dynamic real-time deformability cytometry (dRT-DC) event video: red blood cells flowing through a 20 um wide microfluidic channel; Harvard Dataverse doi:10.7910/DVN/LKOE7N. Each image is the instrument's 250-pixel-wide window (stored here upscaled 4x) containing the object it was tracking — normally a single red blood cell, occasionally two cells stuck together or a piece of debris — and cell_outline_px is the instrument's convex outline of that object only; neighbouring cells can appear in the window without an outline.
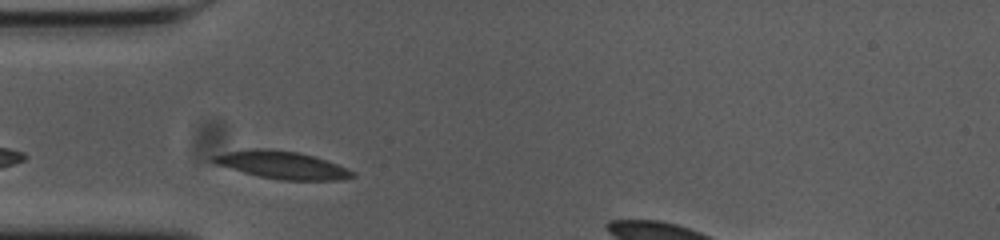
{"species": "common noctule bat (a hibernating species)", "species_latin": "Nyctalus noctula", "temperature_condition": "cold", "stored_images_in_passage": 27, "camera_frame_rate_fps": 3000, "um_per_image_px": 0.085, "animal": {"sex": "female", "body_mass_g": 23.0, "forearm_length_mm": 53.4}, "frame": {"image": 1, "passage_image": 1, "time_ms": 0.0, "image_size_px": [1000, 240], "cell_outline_px": [[356, 176], [340, 180], [280, 180], [260, 176], [244, 172], [216, 164], [208, 160], [208, 156], [224, 152], [252, 148], [268, 148], [296, 152], [312, 156], [336, 164], [356, 172]], "centroid_in_image_um": [23.91, 14.01], "position_along_channel_um": 61.1, "area_um2": 22.37}}
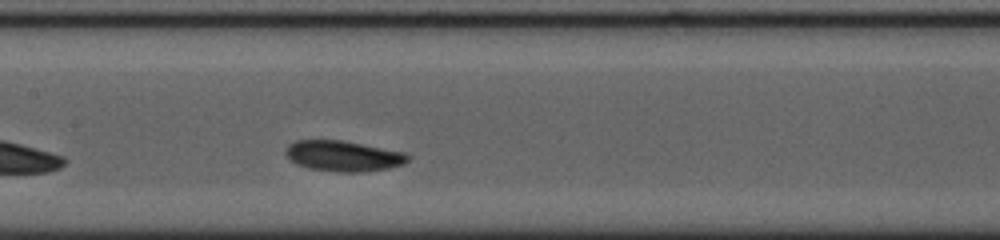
{"frame": {"image": 2, "passage_image": 11, "time_ms": 3.333, "image_size_px": [1000, 240], "cell_outline_px": [[408, 160], [404, 164], [388, 168], [360, 172], [340, 172], [308, 168], [296, 164], [284, 152], [288, 144], [296, 140], [340, 140], [404, 152], [408, 156]], "centroid_in_image_um": [29.15, 13.26], "position_along_channel_um": 178.3, "area_um2": 21.56}}
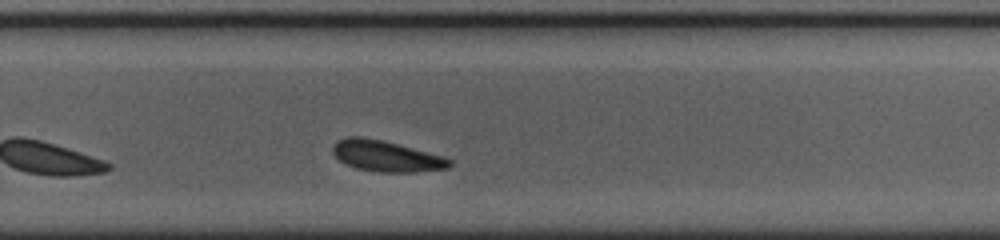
{"frame": {"image": 3, "passage_image": 21, "time_ms": 6.667, "image_size_px": [1000, 240], "cell_outline_px": [[452, 164], [448, 168], [416, 172], [376, 172], [356, 168], [340, 160], [332, 152], [332, 144], [336, 140], [348, 136], [360, 136], [380, 140], [444, 156], [452, 160]], "centroid_in_image_um": [32.81, 13.27], "position_along_channel_um": 297.0, "area_um2": 20.98}, "authors_computed_cell_mechanics": {"area_um2": 21.5594, "velocity_mm_per_s": 3.5674, "shape_relaxation_time_tau1_ms": 1.8409, "shape_relaxation_time_tau2_ms": null, "deformation_change_tau1": 0.1075, "deformation_change_tau2": null}}